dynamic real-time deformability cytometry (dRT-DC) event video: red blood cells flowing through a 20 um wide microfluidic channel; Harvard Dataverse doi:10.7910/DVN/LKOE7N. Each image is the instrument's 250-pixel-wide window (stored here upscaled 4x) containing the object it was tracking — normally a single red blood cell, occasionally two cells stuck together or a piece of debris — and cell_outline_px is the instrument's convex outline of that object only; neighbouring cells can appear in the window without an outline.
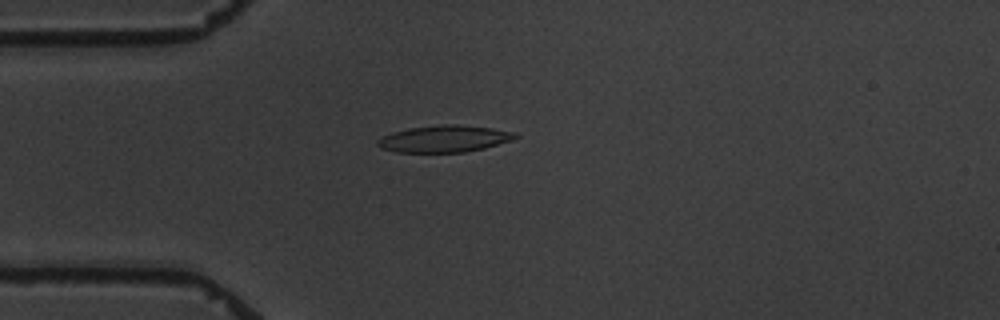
{"species": "common noctule bat (a hibernating species)", "species_latin": "Nyctalus noctula", "temperature_condition": "warm", "stored_images_in_passage": 4, "camera_frame_rate_fps": 3000, "um_per_image_px": 0.085, "animal": {"sex": "male", "body_mass_g": 19.5, "forearm_length_mm": 54.6}, "frame": {"image": 1, "passage_image": 4, "time_ms": 4.0, "image_size_px": [1000, 320], "cell_outline_px": [[520, 136], [512, 140], [484, 148], [464, 152], [396, 152], [384, 148], [376, 144], [376, 140], [392, 132], [408, 128], [444, 124], [456, 124], [492, 128], [516, 132]], "centroid_in_image_um": [37.79, 11.79], "position_along_channel_um": 47.2, "area_um2": 21.44}}